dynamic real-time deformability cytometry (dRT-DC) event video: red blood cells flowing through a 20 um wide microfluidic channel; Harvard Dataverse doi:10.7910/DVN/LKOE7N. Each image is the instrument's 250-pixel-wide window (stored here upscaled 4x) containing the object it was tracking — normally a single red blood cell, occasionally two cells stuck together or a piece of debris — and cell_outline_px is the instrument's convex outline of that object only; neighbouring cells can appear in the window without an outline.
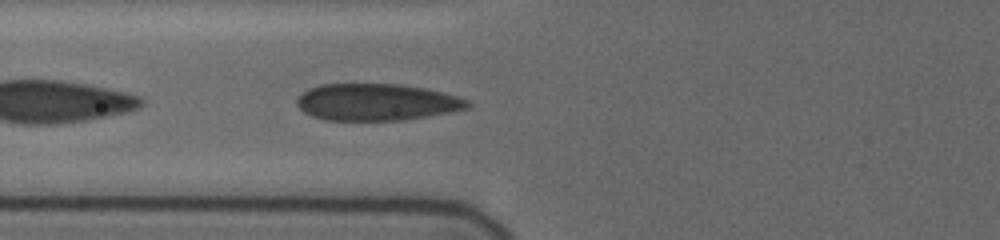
{"species": "human", "species_latin": "Homo sapiens", "temperature_condition": "cold", "stored_images_in_passage": 14, "camera_frame_rate_fps": 3000, "um_per_image_px": 0.085, "donor": {"sex": "female"}, "frame": {"image": 1, "passage_image": 14, "time_ms": 6.0, "image_size_px": [1000, 240], "cell_outline_px": [[472, 104], [468, 108], [428, 116], [404, 120], [324, 120], [312, 116], [304, 112], [296, 104], [296, 100], [308, 88], [320, 84], [400, 84], [424, 88], [456, 96], [468, 100]], "centroid_in_image_um": [31.99, 8.68], "position_along_channel_um": 93.8, "area_um2": 36.53}}